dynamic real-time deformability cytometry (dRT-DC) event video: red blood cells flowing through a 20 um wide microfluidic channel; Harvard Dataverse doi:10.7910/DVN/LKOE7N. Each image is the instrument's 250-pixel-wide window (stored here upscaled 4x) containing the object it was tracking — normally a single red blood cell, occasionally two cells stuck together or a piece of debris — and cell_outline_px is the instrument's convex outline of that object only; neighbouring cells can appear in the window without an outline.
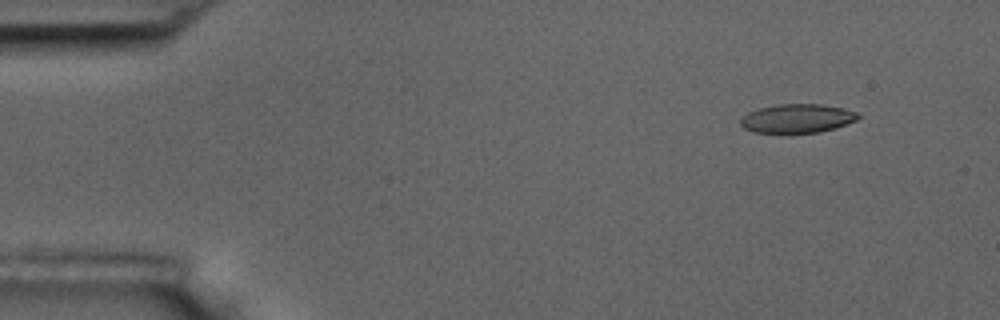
{"species": "common noctule bat (a hibernating species)", "species_latin": "Nyctalus noctula", "temperature_condition": "room temperature", "stored_images_in_passage": 6, "segment_of_instrument_passage": [2, 2], "camera_frame_rate_fps": 3000, "um_per_image_px": 0.085, "animal": {"sex": "male", "body_mass_g": 17.5, "forearm_length_mm": 52.3}, "frame": {"image": 1, "passage_image": 6, "time_ms": 6.0, "image_size_px": [1000, 320], "cell_outline_px": [[860, 116], [856, 120], [836, 128], [820, 132], [752, 132], [744, 128], [740, 124], [740, 120], [748, 112], [760, 108], [776, 104], [820, 104], [844, 108], [856, 112]], "centroid_in_image_um": [67.77, 10.06], "position_along_channel_um": 17.2, "area_um2": 19.59}}